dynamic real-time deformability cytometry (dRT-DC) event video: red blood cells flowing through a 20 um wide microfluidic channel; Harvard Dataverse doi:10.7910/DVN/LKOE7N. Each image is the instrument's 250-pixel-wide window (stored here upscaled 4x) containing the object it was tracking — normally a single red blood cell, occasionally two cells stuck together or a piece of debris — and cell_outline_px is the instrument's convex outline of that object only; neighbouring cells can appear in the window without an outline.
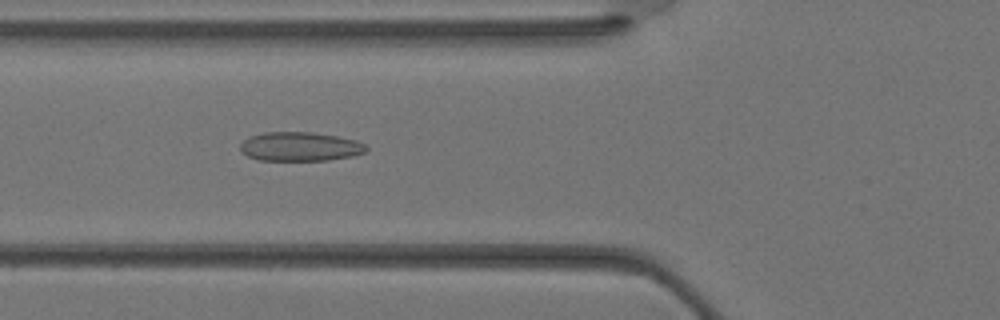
{"species": "Egyptian fruit bat (a non-hibernating species)", "species_latin": "Rousettus aegyptiacus", "temperature_condition": "warm", "stored_images_in_passage": 27, "camera_frame_rate_fps": 3000, "um_per_image_px": 0.085, "animal": {"sex": "female"}, "frame": {"image": 1, "passage_image": 4, "time_ms": 1.0, "image_size_px": [1000, 320], "cell_outline_px": [[368, 148], [364, 152], [352, 156], [328, 160], [260, 160], [248, 156], [240, 152], [240, 144], [248, 136], [264, 132], [312, 132], [336, 136], [356, 140], [364, 144]], "centroid_in_image_um": [25.47, 12.45], "position_along_channel_um": 100.3, "area_um2": 21.33}}
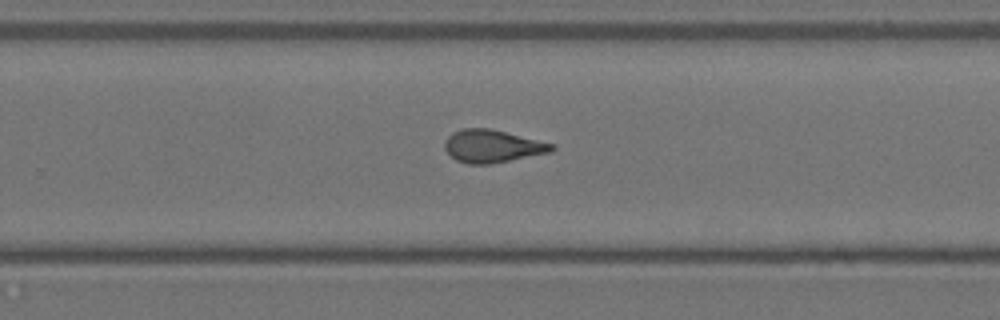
{"frame": {"image": 2, "passage_image": 14, "time_ms": 4.333, "image_size_px": [1000, 320], "cell_outline_px": [[556, 148], [552, 152], [492, 164], [468, 164], [456, 160], [444, 148], [444, 140], [452, 132], [464, 128], [488, 128], [556, 144]], "centroid_in_image_um": [41.87, 12.43], "position_along_channel_um": 287.9, "area_um2": 20.52}}
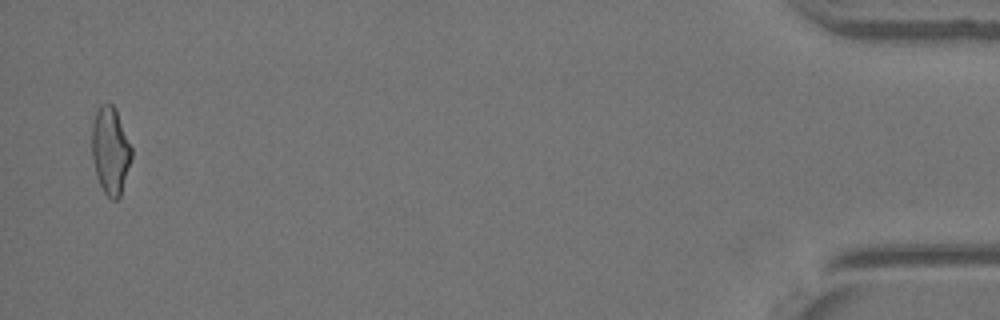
{"frame": {"image": 3, "passage_image": 26, "time_ms": 8.333, "image_size_px": [1000, 320], "cell_outline_px": [[132, 156], [120, 196], [116, 200], [112, 200], [104, 192], [96, 176], [92, 156], [92, 124], [96, 112], [100, 104], [112, 104], [116, 108], [132, 148]], "centroid_in_image_um": [9.38, 12.78], "position_along_channel_um": 425.8, "area_um2": 20.11}}